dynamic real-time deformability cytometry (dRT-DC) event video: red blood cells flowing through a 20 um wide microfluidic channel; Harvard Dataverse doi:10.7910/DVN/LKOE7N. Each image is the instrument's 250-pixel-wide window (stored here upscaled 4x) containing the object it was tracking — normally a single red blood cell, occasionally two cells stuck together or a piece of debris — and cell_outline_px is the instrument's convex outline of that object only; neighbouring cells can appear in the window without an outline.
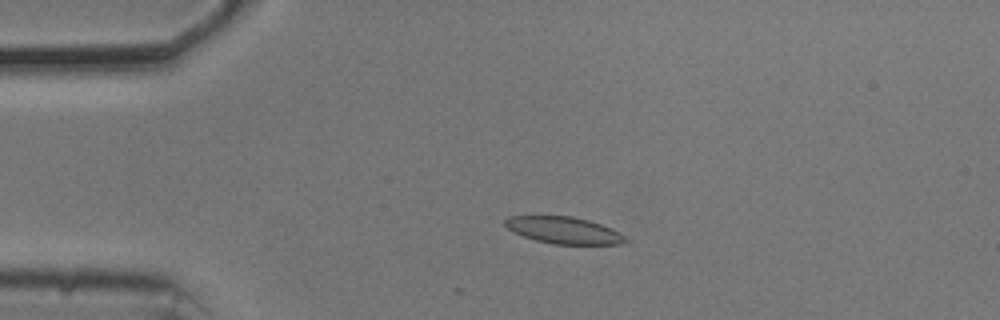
{"species": "common noctule bat (a hibernating species)", "species_latin": "Nyctalus noctula", "temperature_condition": "cold", "stored_images_in_passage": 14, "camera_frame_rate_fps": 3000, "um_per_image_px": 0.085, "animal": {"sex": "male", "body_mass_g": 20.5, "forearm_length_mm": 52.5}, "frame": {"image": 1, "passage_image": 10, "time_ms": 3.0, "image_size_px": [1000, 320], "cell_outline_px": [[632, 240], [624, 244], [552, 244], [536, 240], [512, 232], [504, 224], [504, 220], [508, 216], [572, 216], [588, 220], [600, 224]], "centroid_in_image_um": [47.91, 19.58], "position_along_channel_um": 37.1, "area_um2": 18.73}}